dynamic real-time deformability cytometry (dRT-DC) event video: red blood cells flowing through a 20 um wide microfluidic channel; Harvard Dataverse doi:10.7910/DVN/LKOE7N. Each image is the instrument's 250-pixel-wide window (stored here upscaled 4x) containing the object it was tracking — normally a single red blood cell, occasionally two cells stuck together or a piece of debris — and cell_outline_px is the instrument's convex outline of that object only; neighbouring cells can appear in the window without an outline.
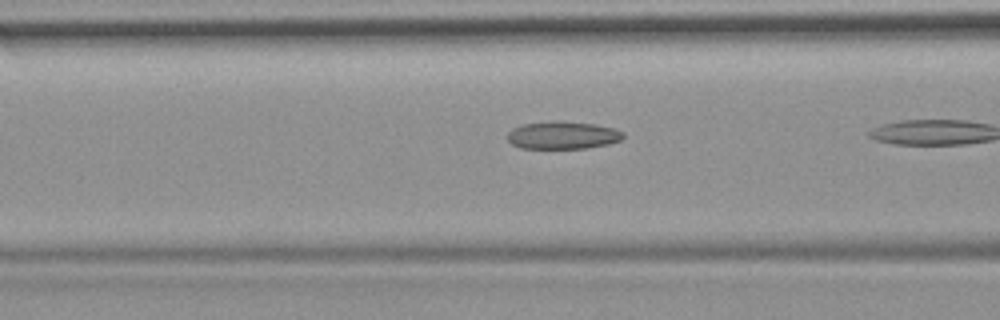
{"species": "common noctule bat (a hibernating species)", "species_latin": "Nyctalus noctula", "temperature_condition": "room temperature", "stored_images_in_passage": 10, "camera_frame_rate_fps": 3000, "um_per_image_px": 0.085, "animal": {"sex": "female", "body_mass_g": 19.9}, "frame": {"image": 1, "passage_image": 6, "time_ms": 1.667, "image_size_px": [1000, 320], "cell_outline_px": [[624, 136], [620, 140], [608, 144], [584, 148], [520, 148], [512, 144], [508, 140], [508, 132], [512, 128], [524, 124], [596, 124], [612, 128], [624, 132]], "centroid_in_image_um": [47.84, 11.55], "position_along_channel_um": 118.8, "area_um2": 17.57}}